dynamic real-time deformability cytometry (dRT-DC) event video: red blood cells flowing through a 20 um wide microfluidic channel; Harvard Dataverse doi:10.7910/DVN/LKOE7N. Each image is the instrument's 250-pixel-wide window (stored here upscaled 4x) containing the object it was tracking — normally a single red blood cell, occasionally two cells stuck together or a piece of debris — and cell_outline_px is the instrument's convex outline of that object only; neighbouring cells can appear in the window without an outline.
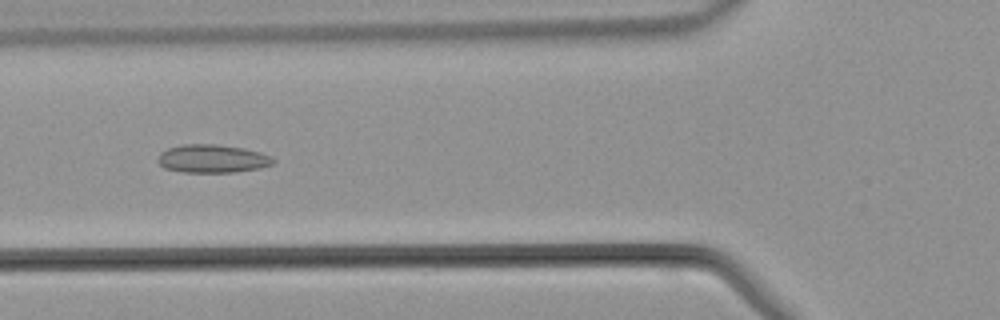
{"species": "common noctule bat (a hibernating species)", "species_latin": "Nyctalus noctula", "temperature_condition": "warm", "stored_images_in_passage": 45, "camera_frame_rate_fps": 3000, "um_per_image_px": 0.085, "animal": {"sex": "male", "body_mass_g": 21.5, "forearm_length_mm": 52.0}, "frame": {"image": 1, "passage_image": 16, "time_ms": 5.0, "image_size_px": [1000, 320], "cell_outline_px": [[276, 160], [272, 164], [260, 168], [236, 172], [184, 172], [164, 168], [156, 160], [160, 152], [168, 148], [180, 144], [216, 144], [244, 148], [260, 152], [272, 156]], "centroid_in_image_um": [18.05, 13.48], "position_along_channel_um": 107.8, "area_um2": 19.13}}
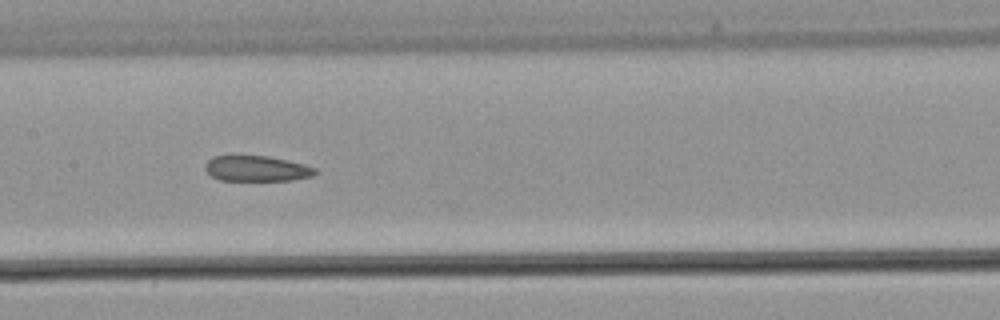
{"frame": {"image": 2, "passage_image": 21, "time_ms": 6.667, "image_size_px": [1000, 320], "cell_outline_px": [[316, 172], [312, 176], [292, 180], [220, 180], [212, 176], [204, 168], [204, 164], [212, 156], [236, 152], [268, 156], [304, 164], [316, 168]], "centroid_in_image_um": [21.73, 14.27], "position_along_channel_um": 185.7, "area_um2": 17.05}}
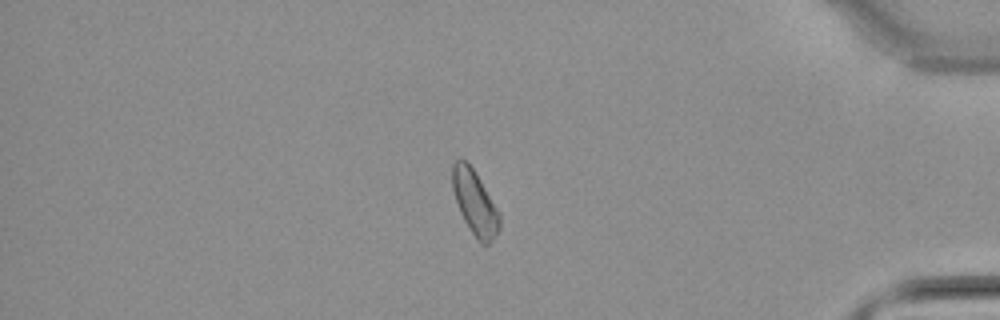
{"frame": {"image": 3, "passage_image": 37, "time_ms": 12.0, "image_size_px": [1000, 320], "cell_outline_px": [[500, 228], [492, 240], [488, 244], [480, 244], [476, 240], [464, 220], [460, 212], [452, 188], [452, 164], [456, 160], [464, 160], [476, 172], [496, 208], [500, 216]], "centroid_in_image_um": [40.35, 17.25], "position_along_channel_um": 394.8, "area_um2": 17.46}}